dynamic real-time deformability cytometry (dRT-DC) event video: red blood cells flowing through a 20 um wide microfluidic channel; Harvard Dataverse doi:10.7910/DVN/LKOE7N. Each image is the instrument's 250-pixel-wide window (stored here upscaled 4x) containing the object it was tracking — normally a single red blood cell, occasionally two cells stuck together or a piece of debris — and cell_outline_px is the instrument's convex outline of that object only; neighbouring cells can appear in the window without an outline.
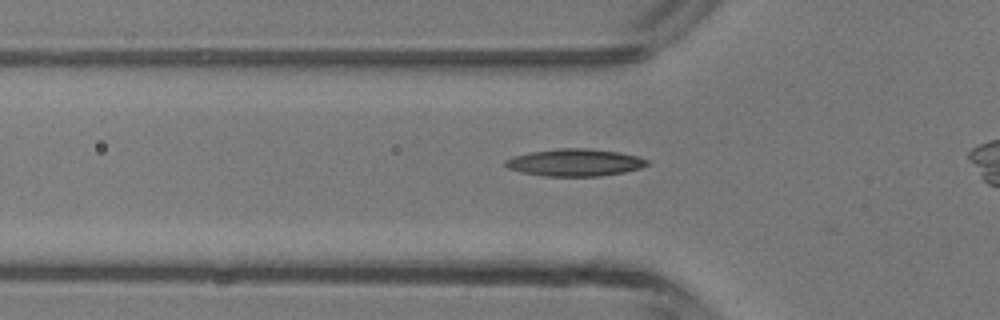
{"species": "common noctule bat (a hibernating species)", "species_latin": "Nyctalus noctula", "temperature_condition": "room temperature", "stored_images_in_passage": 28, "camera_frame_rate_fps": 3000, "um_per_image_px": 0.085, "animal": {"sex": "male", "body_mass_g": 13.3}, "frame": {"image": 1, "passage_image": 5, "time_ms": 1.333, "image_size_px": [1000, 320], "cell_outline_px": [[652, 160], [648, 164], [640, 168], [624, 172], [600, 176], [544, 176], [520, 172], [508, 168], [504, 164], [504, 160], [512, 156], [528, 152], [560, 148], [588, 148], [620, 152], [640, 156]], "centroid_in_image_um": [48.88, 13.8], "position_along_channel_um": 76.9, "area_um2": 22.83}}
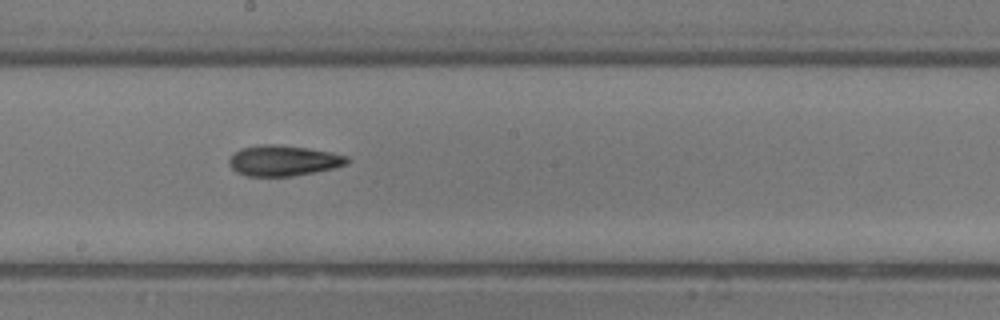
{"frame": {"image": 2, "passage_image": 15, "time_ms": 4.667, "image_size_px": [1000, 320], "cell_outline_px": [[348, 164], [316, 172], [292, 176], [248, 176], [236, 172], [228, 164], [228, 160], [232, 152], [240, 148], [260, 144], [276, 144], [308, 148], [332, 152], [348, 156]], "centroid_in_image_um": [24.05, 13.64], "position_along_channel_um": 224.2, "area_um2": 21.27}}
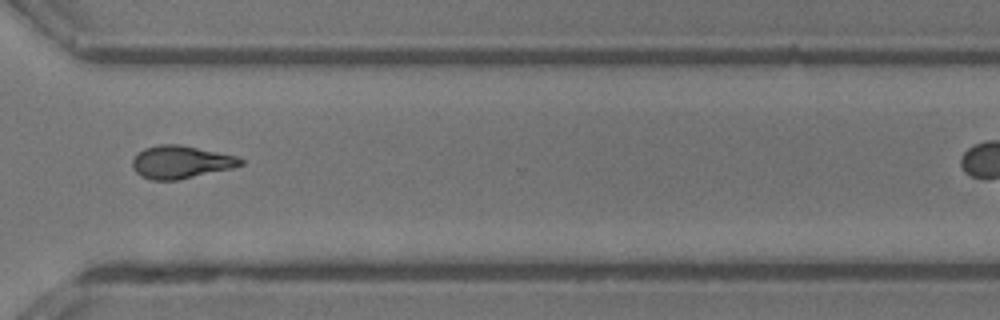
{"frame": {"image": 3, "passage_image": 24, "time_ms": 7.667, "image_size_px": [1000, 320], "cell_outline_px": [[244, 164], [232, 168], [176, 180], [152, 180], [140, 176], [132, 168], [132, 160], [136, 152], [144, 148], [160, 144], [180, 144], [236, 156], [244, 160]], "centroid_in_image_um": [15.33, 13.77], "position_along_channel_um": 355.3, "area_um2": 20.69}}